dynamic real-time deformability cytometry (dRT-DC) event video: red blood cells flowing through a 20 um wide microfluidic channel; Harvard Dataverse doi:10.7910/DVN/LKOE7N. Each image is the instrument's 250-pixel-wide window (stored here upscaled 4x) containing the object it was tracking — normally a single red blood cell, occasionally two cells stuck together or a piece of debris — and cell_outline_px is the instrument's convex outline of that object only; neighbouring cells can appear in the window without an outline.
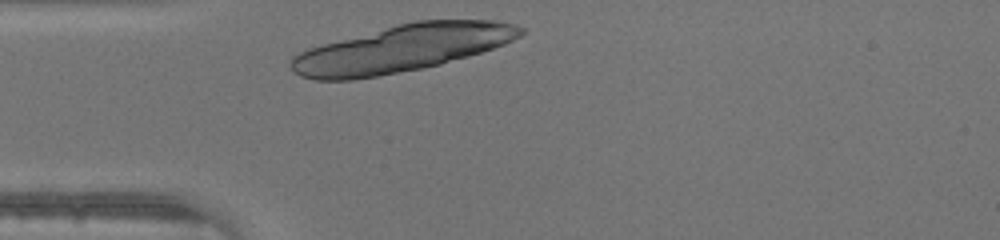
{"species": "human", "species_latin": "Homo sapiens", "temperature_condition": "warm", "stored_images_in_passage": 5, "camera_frame_rate_fps": 3000, "um_per_image_px": 0.085, "donor": {"sex": "male"}, "frame": {"image": 1, "passage_image": 1, "time_ms": 0.0, "image_size_px": [1000, 240], "cell_outline_px": [[524, 32], [520, 36], [504, 44], [468, 56], [440, 64], [424, 68], [380, 76], [352, 80], [312, 80], [300, 76], [288, 64], [292, 56], [308, 48], [396, 24], [416, 20], [492, 20], [516, 24], [524, 28]], "centroid_in_image_um": [34.14, 4.13], "position_along_channel_um": 50.9, "area_um2": 62.89}}